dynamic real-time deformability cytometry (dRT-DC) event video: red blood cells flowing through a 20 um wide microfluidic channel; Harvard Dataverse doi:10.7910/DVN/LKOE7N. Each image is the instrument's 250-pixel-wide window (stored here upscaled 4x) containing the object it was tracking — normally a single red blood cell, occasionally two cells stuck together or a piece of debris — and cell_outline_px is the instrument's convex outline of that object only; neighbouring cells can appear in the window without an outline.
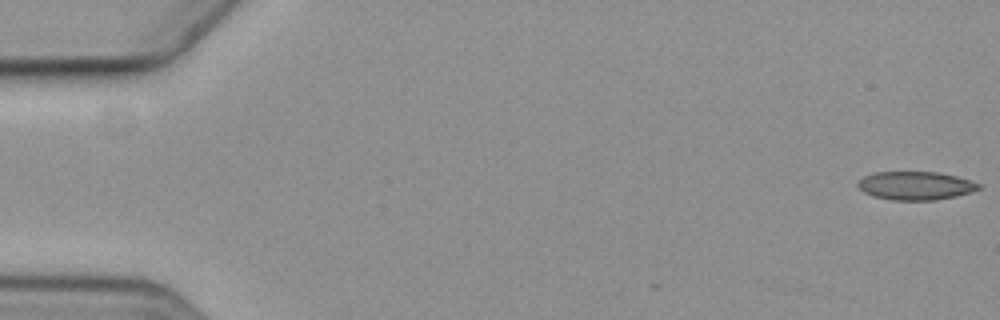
{"species": "common noctule bat (a hibernating species)", "species_latin": "Nyctalus noctula", "temperature_condition": "cold", "stored_images_in_passage": 17, "camera_frame_rate_fps": 3000, "um_per_image_px": 0.085, "animal": {"sex": "female", "body_mass_g": 19.3, "forearm_length_mm": 54.1}, "frame": {"image": 1, "passage_image": 1, "time_ms": 0.0, "image_size_px": [1000, 320], "cell_outline_px": [[980, 188], [956, 196], [936, 200], [892, 200], [872, 196], [864, 192], [856, 184], [856, 180], [872, 172], [936, 172], [956, 176], [980, 184]], "centroid_in_image_um": [77.75, 15.78], "position_along_channel_um": 7.3, "area_um2": 19.94}}
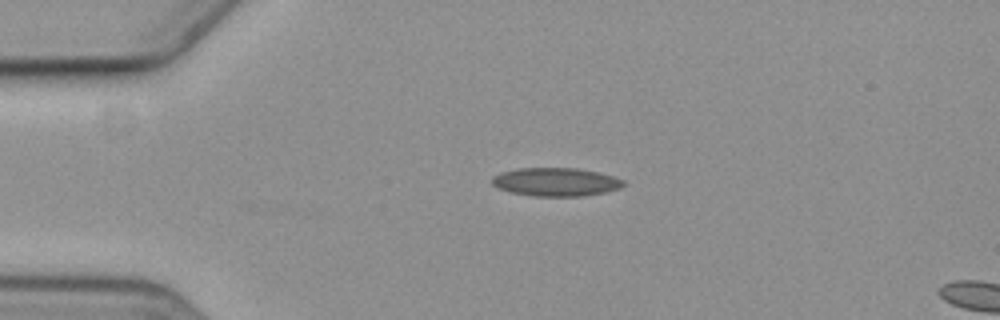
{"frame": {"image": 2, "passage_image": 14, "time_ms": 4.333, "image_size_px": [1000, 320], "cell_outline_px": [[628, 184], [620, 188], [604, 192], [580, 196], [536, 196], [512, 192], [500, 188], [492, 184], [492, 176], [500, 172], [516, 168], [576, 168], [596, 172], [612, 176], [624, 180]], "centroid_in_image_um": [47.25, 15.45], "position_along_channel_um": 37.7, "area_um2": 21.62}}